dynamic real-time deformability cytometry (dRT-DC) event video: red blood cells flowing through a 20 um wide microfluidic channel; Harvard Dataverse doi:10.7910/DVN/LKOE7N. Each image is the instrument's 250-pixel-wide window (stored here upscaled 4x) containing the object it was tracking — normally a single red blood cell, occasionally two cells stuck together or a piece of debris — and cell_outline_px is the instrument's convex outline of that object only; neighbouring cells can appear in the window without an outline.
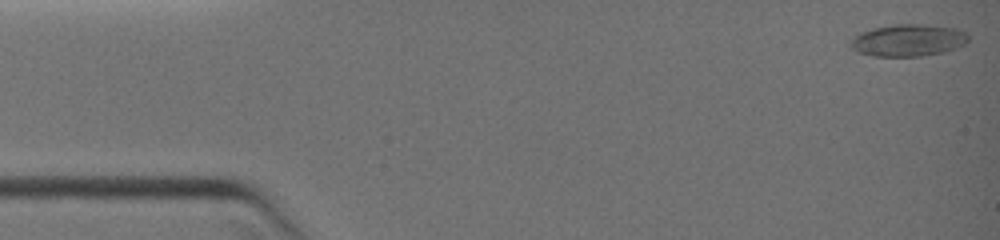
{"species": "common noctule bat (a hibernating species)", "species_latin": "Nyctalus noctula", "temperature_condition": "warm", "stored_images_in_passage": 27, "camera_frame_rate_fps": 3000, "um_per_image_px": 0.085, "animal": {"sex": "female", "body_mass_g": 19.0, "forearm_length_mm": 51.5}, "frame": {"image": 1, "passage_image": 1, "time_ms": 0.0, "image_size_px": [1000, 240], "cell_outline_px": [[968, 40], [964, 44], [956, 48], [944, 52], [924, 56], [872, 56], [860, 52], [852, 48], [848, 44], [848, 40], [852, 36], [860, 32], [872, 28], [896, 24], [920, 24], [956, 28], [964, 32], [968, 36]], "centroid_in_image_um": [77.14, 3.42], "position_along_channel_um": 7.9, "area_um2": 22.14}}
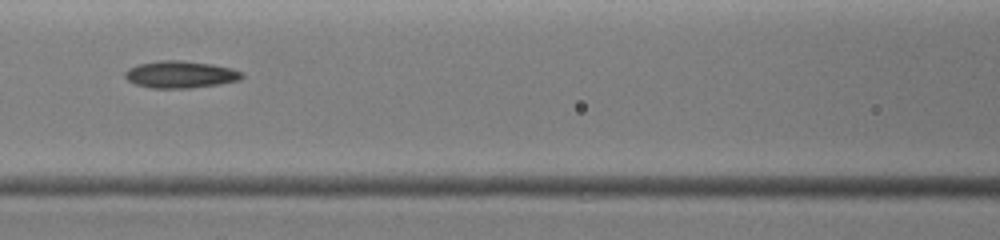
{"frame": {"image": 2, "passage_image": 15, "time_ms": 5.667, "image_size_px": [1000, 240], "cell_outline_px": [[244, 76], [240, 80], [220, 84], [192, 88], [152, 88], [136, 84], [128, 80], [124, 76], [124, 72], [128, 68], [136, 64], [160, 60], [180, 60], [212, 64], [232, 68], [244, 72]], "centroid_in_image_um": [15.35, 6.32], "position_along_channel_um": 151.3, "area_um2": 18.67}}
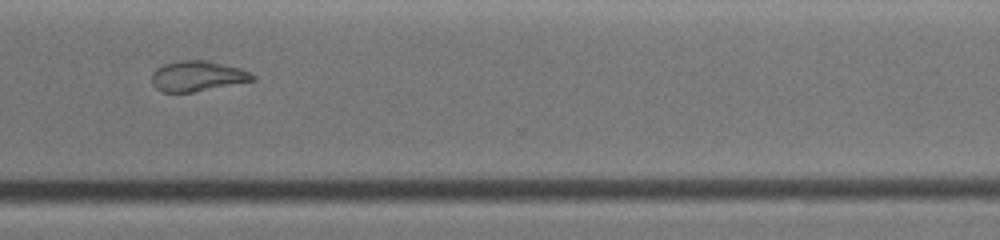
{"frame": {"image": 3, "passage_image": 25, "time_ms": 10.0, "image_size_px": [1000, 240], "cell_outline_px": [[256, 80], [192, 92], [160, 92], [152, 84], [152, 72], [156, 68], [164, 64], [180, 60], [208, 60], [240, 68], [256, 76]], "centroid_in_image_um": [16.76, 6.46], "position_along_channel_um": 353.8, "area_um2": 17.86}}